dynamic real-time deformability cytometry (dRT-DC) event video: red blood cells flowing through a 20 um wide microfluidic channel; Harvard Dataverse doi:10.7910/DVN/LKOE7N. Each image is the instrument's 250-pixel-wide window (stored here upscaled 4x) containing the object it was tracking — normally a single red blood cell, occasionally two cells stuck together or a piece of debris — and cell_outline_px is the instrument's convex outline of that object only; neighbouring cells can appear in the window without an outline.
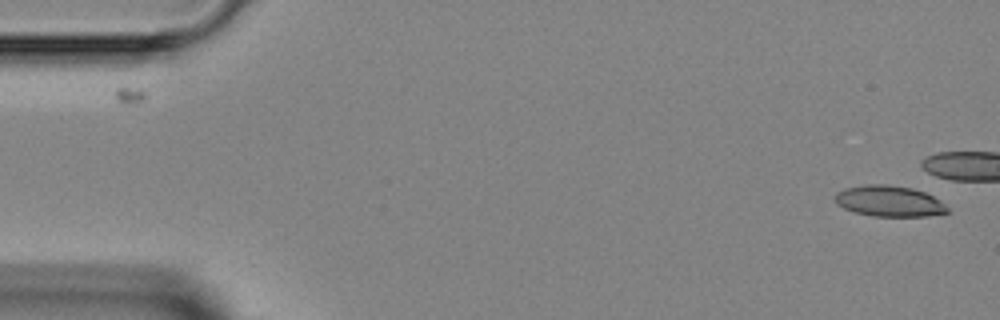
{"species": "Egyptian fruit bat (a non-hibernating species)", "species_latin": "Rousettus aegyptiacus", "temperature_condition": "room temperature", "stored_images_in_passage": 5, "camera_frame_rate_fps": 3000, "um_per_image_px": 0.085, "animal": {"sex": "female"}, "frame": {"image": 1, "passage_image": 1, "time_ms": 0.0, "image_size_px": [1000, 320], "cell_outline_px": [[948, 212], [928, 216], [872, 216], [856, 212], [844, 208], [836, 204], [832, 196], [836, 192], [844, 188], [864, 184], [888, 184], [912, 188], [924, 192], [940, 200], [948, 208]], "centroid_in_image_um": [75.53, 17.08], "position_along_channel_um": 9.5, "area_um2": 20.4}}